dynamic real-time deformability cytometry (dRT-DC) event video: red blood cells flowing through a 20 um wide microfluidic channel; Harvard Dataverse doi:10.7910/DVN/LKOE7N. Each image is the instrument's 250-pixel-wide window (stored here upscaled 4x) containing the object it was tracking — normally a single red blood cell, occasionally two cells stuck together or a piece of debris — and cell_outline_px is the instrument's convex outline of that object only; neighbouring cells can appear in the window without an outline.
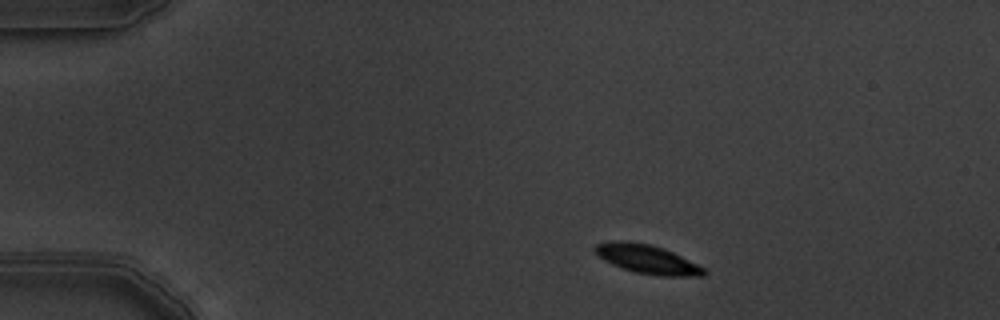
{"species": "common noctule bat (a hibernating species)", "species_latin": "Nyctalus noctula", "temperature_condition": "warm", "stored_images_in_passage": 4, "camera_frame_rate_fps": 3000, "um_per_image_px": 0.085, "animal": {"sex": "male", "body_mass_g": 19.5, "forearm_length_mm": 54.6}, "frame": {"image": 1, "passage_image": 1, "time_ms": 0.0, "image_size_px": [1000, 320], "cell_outline_px": [[708, 272], [704, 276], [664, 276], [636, 272], [612, 264], [604, 260], [592, 252], [592, 248], [596, 244], [612, 240], [628, 240], [648, 244], [672, 252], [704, 268]], "centroid_in_image_um": [54.95, 22.01], "position_along_channel_um": 30.1, "area_um2": 18.21}}
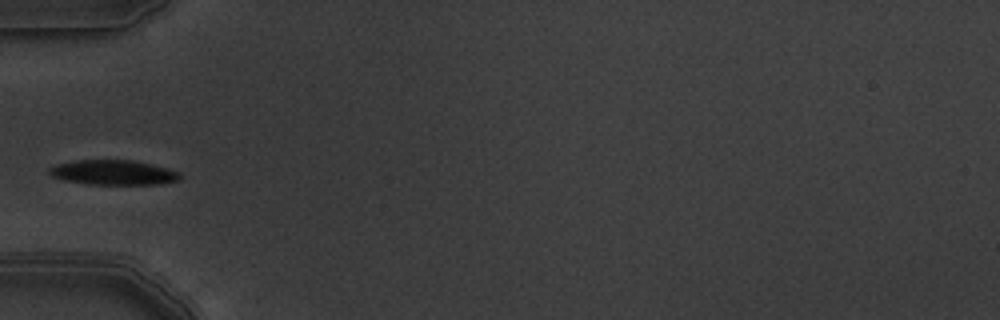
{"frame": {"image": 2, "passage_image": 4, "time_ms": 1.0, "image_size_px": [1000, 320], "cell_outline_px": [[180, 180], [160, 184], [88, 184], [64, 180], [52, 176], [48, 172], [48, 168], [56, 164], [76, 160], [132, 160], [168, 168], [176, 172], [180, 176]], "centroid_in_image_um": [9.59, 14.66], "position_along_channel_um": 75.4, "area_um2": 18.79}}